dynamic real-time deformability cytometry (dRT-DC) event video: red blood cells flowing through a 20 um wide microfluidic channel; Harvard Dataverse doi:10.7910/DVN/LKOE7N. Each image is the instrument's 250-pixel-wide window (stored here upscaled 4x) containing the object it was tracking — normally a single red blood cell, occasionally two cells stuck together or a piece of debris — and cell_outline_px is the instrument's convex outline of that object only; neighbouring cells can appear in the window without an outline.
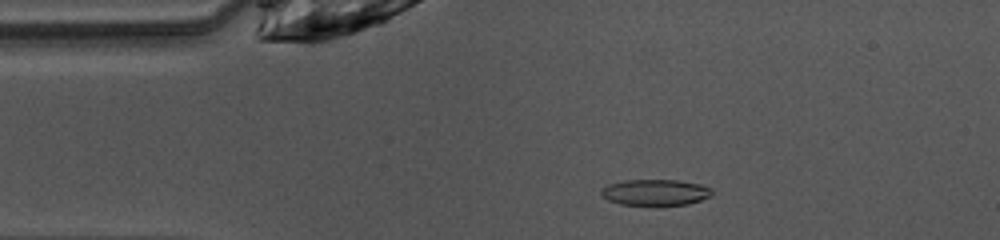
{"species": "common noctule bat (a hibernating species)", "species_latin": "Nyctalus noctula", "temperature_condition": "warm", "stored_images_in_passage": 47, "camera_frame_rate_fps": 3000, "um_per_image_px": 0.085, "animal": {"sex": "female", "body_mass_g": 10.0, "forearm_length_mm": 53.1}, "frame": {"image": 1, "passage_image": 8, "time_ms": 2.333, "image_size_px": [1000, 240], "cell_outline_px": [[712, 196], [688, 204], [656, 208], [620, 204], [608, 200], [600, 196], [600, 188], [608, 184], [624, 180], [676, 180], [700, 184], [712, 188]], "centroid_in_image_um": [55.67, 16.39], "position_along_channel_um": 29.3, "area_um2": 17.74}}
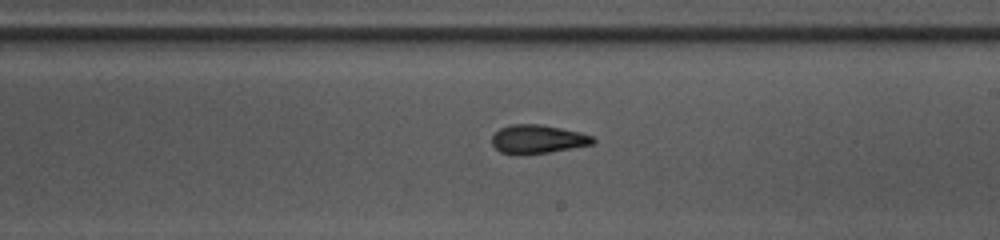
{"frame": {"image": 2, "passage_image": 26, "time_ms": 8.333, "image_size_px": [1000, 240], "cell_outline_px": [[596, 140], [592, 144], [572, 148], [548, 152], [500, 152], [492, 144], [492, 136], [500, 128], [512, 124], [540, 124], [580, 132], [592, 136]], "centroid_in_image_um": [45.73, 11.79], "position_along_channel_um": 243.3, "area_um2": 16.24}}
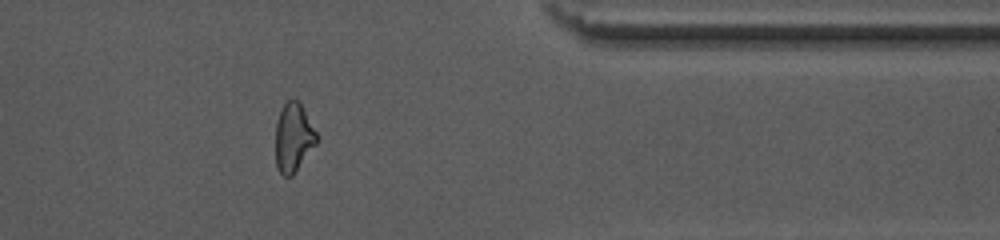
{"frame": {"image": 3, "passage_image": 38, "time_ms": 12.333, "image_size_px": [1000, 240], "cell_outline_px": [[316, 144], [292, 176], [284, 176], [276, 168], [276, 124], [280, 112], [284, 104], [292, 96], [300, 104], [316, 132]], "centroid_in_image_um": [24.92, 11.7], "position_along_channel_um": 386.5, "area_um2": 16.13}, "authors_computed_cell_mechanics": {"area_um2": 17.051, "velocity_mm_per_s": 4.0819, "shape_relaxation_time_tau1_ms": 5.5567, "shape_relaxation_time_tau2_ms": 2.5795, "deformation_change_tau1": 0.1737, "deformation_change_tau2": 0.0721}}